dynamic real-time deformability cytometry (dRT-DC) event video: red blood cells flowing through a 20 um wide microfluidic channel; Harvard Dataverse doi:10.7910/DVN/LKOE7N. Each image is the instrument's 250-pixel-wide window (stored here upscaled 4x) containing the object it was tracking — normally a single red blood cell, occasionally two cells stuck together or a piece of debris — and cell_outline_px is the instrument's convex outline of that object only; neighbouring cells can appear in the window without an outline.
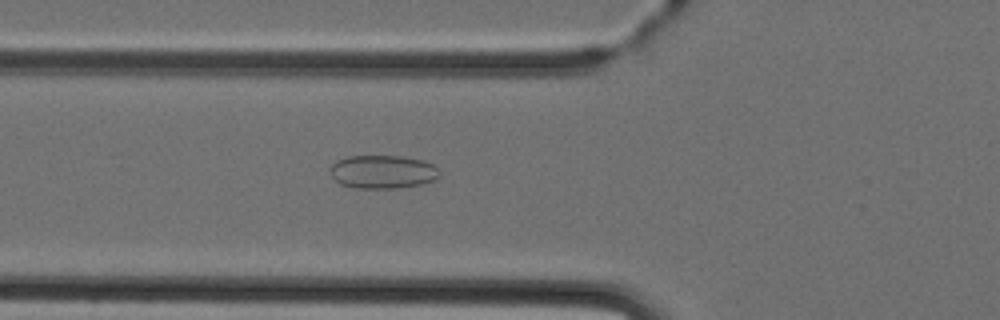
{"species": "Egyptian fruit bat (a non-hibernating species)", "species_latin": "Rousettus aegyptiacus", "temperature_condition": "cold", "stored_images_in_passage": 4, "camera_frame_rate_fps": 3000, "um_per_image_px": 0.085, "animal": {"sex": "female"}, "frame": {"image": 1, "passage_image": 4, "time_ms": 4.333, "image_size_px": [1000, 320], "cell_outline_px": [[440, 176], [436, 180], [420, 184], [396, 188], [356, 188], [340, 184], [332, 176], [328, 168], [336, 160], [348, 156], [404, 156], [424, 160], [440, 168]], "centroid_in_image_um": [32.55, 14.59], "position_along_channel_um": 93.3, "area_um2": 21.56}}